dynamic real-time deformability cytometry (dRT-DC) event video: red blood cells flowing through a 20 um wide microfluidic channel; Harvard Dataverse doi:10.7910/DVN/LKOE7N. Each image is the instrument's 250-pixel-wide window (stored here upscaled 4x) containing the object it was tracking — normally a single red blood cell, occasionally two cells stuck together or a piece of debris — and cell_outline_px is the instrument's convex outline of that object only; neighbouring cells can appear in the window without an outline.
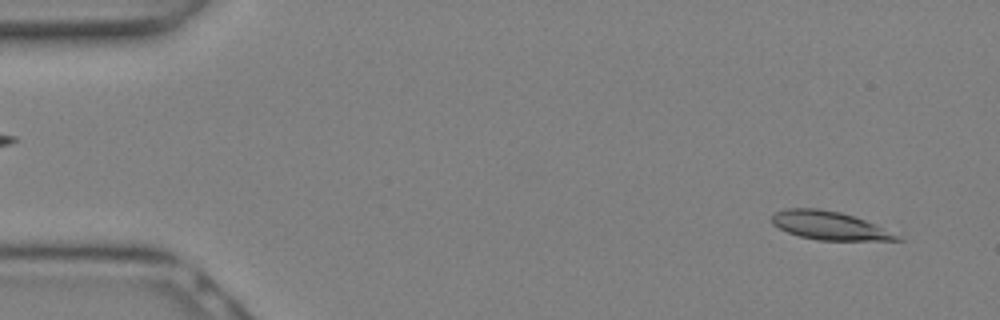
{"species": "Egyptian fruit bat (a non-hibernating species)", "species_latin": "Rousettus aegyptiacus", "temperature_condition": "warm", "stored_images_in_passage": 11, "camera_frame_rate_fps": 3000, "um_per_image_px": 0.085, "animal": {"sex": "female"}, "frame": {"image": 1, "passage_image": 1, "time_ms": 0.0, "image_size_px": [1000, 320], "cell_outline_px": [[904, 240], [820, 240], [800, 236], [788, 232], [772, 224], [772, 216], [776, 212], [784, 208], [820, 208], [840, 212], [864, 220]], "centroid_in_image_um": [70.38, 19.15], "position_along_channel_um": 14.6, "area_um2": 20.0}}
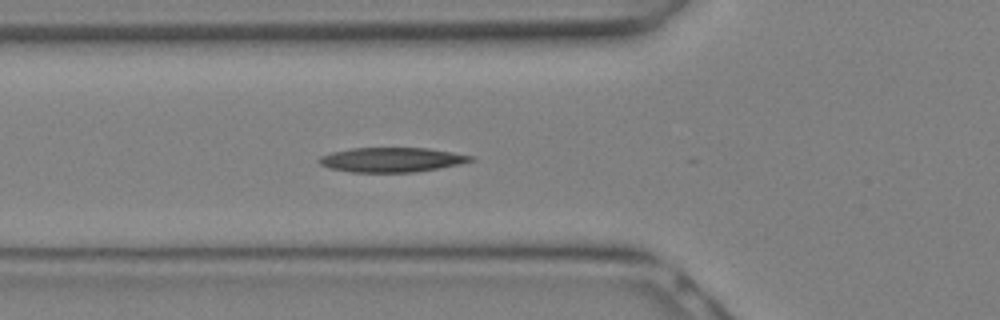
{"frame": {"image": 2, "passage_image": 9, "time_ms": 2.667, "image_size_px": [1000, 320], "cell_outline_px": [[476, 160], [416, 172], [352, 172], [328, 168], [320, 164], [316, 160], [320, 156], [332, 152], [352, 148], [428, 148], [452, 152], [472, 156]], "centroid_in_image_um": [33.23, 13.57], "position_along_channel_um": 92.6, "area_um2": 21.56}}
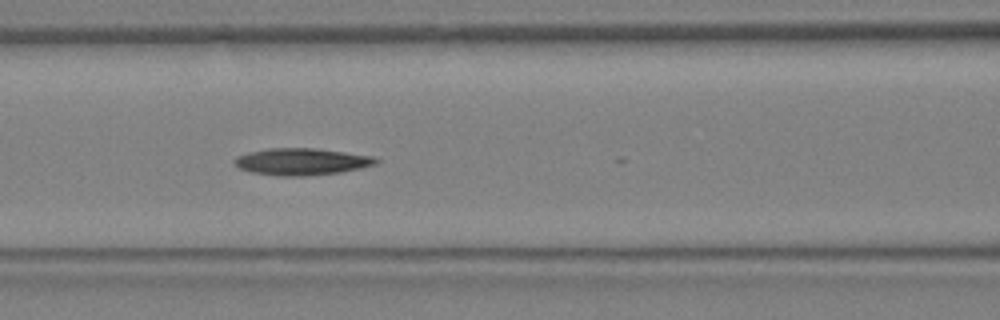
{"frame": {"image": 3, "passage_image": 11, "time_ms": 3.333, "image_size_px": [1000, 320], "cell_outline_px": [[380, 160], [376, 164], [340, 172], [308, 176], [280, 176], [252, 172], [240, 168], [232, 160], [236, 156], [248, 152], [268, 148], [316, 148], [372, 156]], "centroid_in_image_um": [25.61, 13.73], "position_along_channel_um": 141.0, "area_um2": 22.08}}